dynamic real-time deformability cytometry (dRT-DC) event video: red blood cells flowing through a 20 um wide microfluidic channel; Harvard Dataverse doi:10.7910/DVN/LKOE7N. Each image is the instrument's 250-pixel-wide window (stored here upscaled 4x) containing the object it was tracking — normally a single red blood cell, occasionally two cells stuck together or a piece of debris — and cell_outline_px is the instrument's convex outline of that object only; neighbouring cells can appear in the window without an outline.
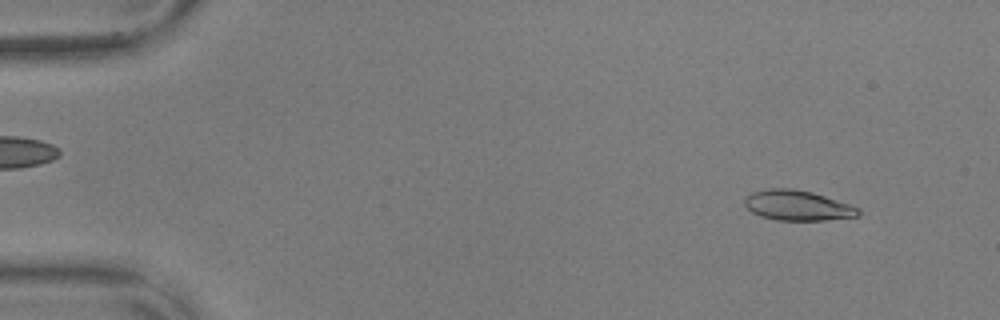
{"species": "common noctule bat (a hibernating species)", "species_latin": "Nyctalus noctula", "temperature_condition": "warm", "stored_images_in_passage": 56, "camera_frame_rate_fps": 3000, "um_per_image_px": 0.085, "animal": {"sex": "male", "body_mass_g": 17.9, "forearm_length_mm": 54.2}, "frame": {"image": 1, "passage_image": 5, "time_ms": 1.333, "image_size_px": [1000, 320], "cell_outline_px": [[860, 216], [824, 220], [776, 220], [760, 216], [752, 212], [744, 204], [744, 200], [752, 192], [768, 188], [792, 188], [812, 192], [860, 208]], "centroid_in_image_um": [67.78, 17.46], "position_along_channel_um": 17.2, "area_um2": 19.88}}
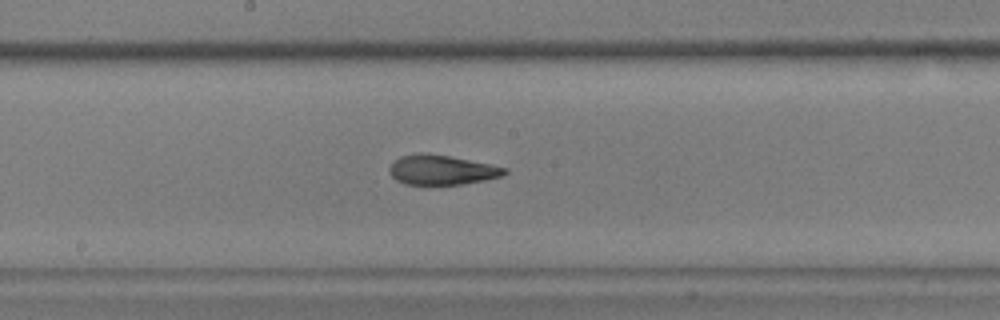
{"frame": {"image": 2, "passage_image": 30, "time_ms": 9.667, "image_size_px": [1000, 320], "cell_outline_px": [[508, 172], [504, 176], [484, 180], [460, 184], [404, 184], [396, 180], [388, 172], [388, 168], [400, 156], [420, 152], [448, 156], [508, 168]], "centroid_in_image_um": [37.53, 14.44], "position_along_channel_um": 210.7, "area_um2": 19.77}}
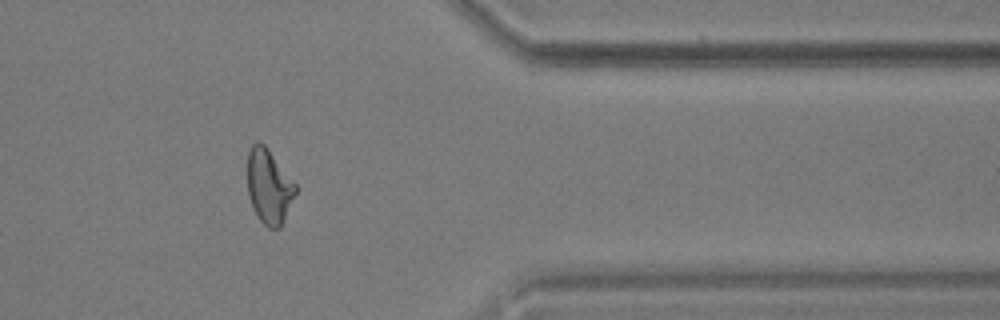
{"frame": {"image": 3, "passage_image": 46, "time_ms": 15.0, "image_size_px": [1000, 320], "cell_outline_px": [[296, 192], [280, 228], [268, 228], [260, 220], [248, 196], [248, 152], [252, 144], [264, 144], [296, 184]], "centroid_in_image_um": [22.86, 15.86], "position_along_channel_um": 388.5, "area_um2": 20.35}, "authors_computed_cell_mechanics": {"area_um2": 20.3456, "velocity_mm_per_s": 3.618, "shape_relaxation_time_tau1_ms": 6.0845, "shape_relaxation_time_tau2_ms": 2.385, "deformation_change_tau1": 0.2319, "deformation_change_tau2": 0.1066}}